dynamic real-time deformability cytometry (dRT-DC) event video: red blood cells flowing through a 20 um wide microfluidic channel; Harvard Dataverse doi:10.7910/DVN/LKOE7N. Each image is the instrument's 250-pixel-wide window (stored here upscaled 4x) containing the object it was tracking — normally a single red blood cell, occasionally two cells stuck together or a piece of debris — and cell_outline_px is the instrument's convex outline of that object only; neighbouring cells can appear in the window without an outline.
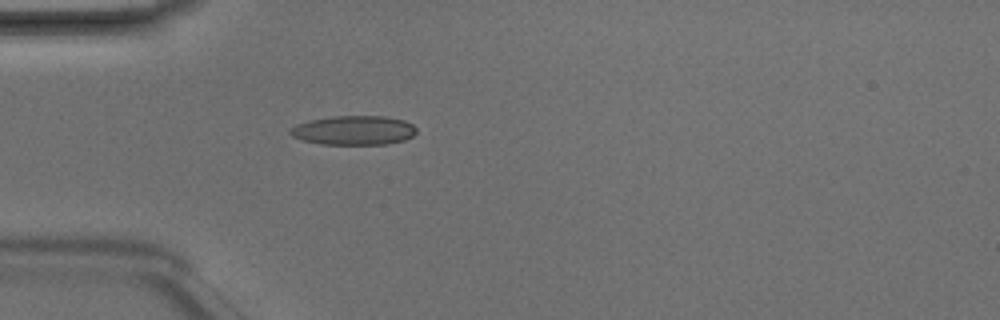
{"species": "Egyptian fruit bat (a non-hibernating species)", "species_latin": "Rousettus aegyptiacus", "temperature_condition": "room temperature", "stored_images_in_passage": 4, "camera_frame_rate_fps": 3000, "um_per_image_px": 0.085, "animal": {"sex": "male"}, "frame": {"image": 1, "passage_image": 4, "time_ms": 1.0, "image_size_px": [1000, 320], "cell_outline_px": [[416, 132], [412, 136], [404, 140], [388, 144], [320, 144], [304, 140], [292, 136], [288, 132], [296, 124], [312, 120], [332, 116], [384, 116], [404, 120], [412, 124], [416, 128]], "centroid_in_image_um": [30.09, 11.07], "position_along_channel_um": 54.9, "area_um2": 21.39}}